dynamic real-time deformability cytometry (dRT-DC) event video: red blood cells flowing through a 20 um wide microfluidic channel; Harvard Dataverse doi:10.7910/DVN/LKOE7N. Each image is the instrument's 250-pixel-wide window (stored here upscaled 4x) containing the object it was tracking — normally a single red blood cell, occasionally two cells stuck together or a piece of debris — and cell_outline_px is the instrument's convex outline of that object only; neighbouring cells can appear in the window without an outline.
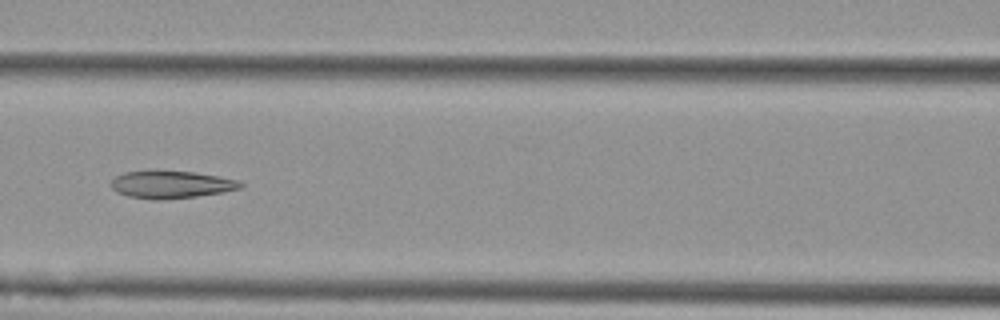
{"species": "Egyptian fruit bat (a non-hibernating species)", "species_latin": "Rousettus aegyptiacus", "temperature_condition": "cold", "stored_images_in_passage": 8, "camera_frame_rate_fps": 3000, "um_per_image_px": 0.085, "animal": {"sex": "female"}, "frame": {"image": 1, "passage_image": 7, "time_ms": 2.0, "image_size_px": [1000, 320], "cell_outline_px": [[244, 188], [196, 196], [156, 200], [152, 200], [128, 196], [116, 192], [112, 188], [112, 180], [116, 176], [124, 172], [196, 172], [236, 180], [244, 184]], "centroid_in_image_um": [14.55, 15.7], "position_along_channel_um": 152.0, "area_um2": 20.17}}
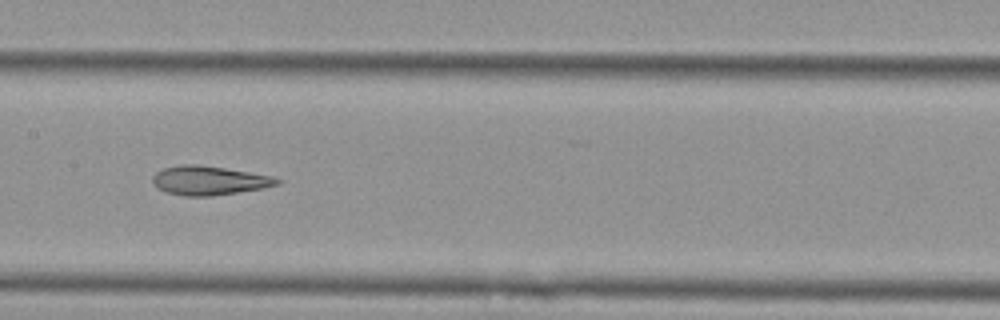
{"frame": {"image": 2, "passage_image": 8, "time_ms": 2.333, "image_size_px": [1000, 320], "cell_outline_px": [[280, 184], [264, 188], [212, 196], [184, 196], [164, 192], [156, 188], [152, 184], [152, 176], [156, 172], [164, 168], [180, 164], [196, 164], [224, 168], [272, 176], [280, 180]], "centroid_in_image_um": [17.71, 15.35], "position_along_channel_um": 189.7, "area_um2": 21.15}}